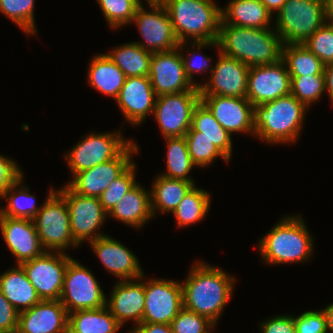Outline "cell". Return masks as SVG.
<instances>
[{
  "mask_svg": "<svg viewBox=\"0 0 333 333\" xmlns=\"http://www.w3.org/2000/svg\"><path fill=\"white\" fill-rule=\"evenodd\" d=\"M303 45L324 65L333 63V23L327 20Z\"/></svg>",
  "mask_w": 333,
  "mask_h": 333,
  "instance_id": "cell-43",
  "label": "cell"
},
{
  "mask_svg": "<svg viewBox=\"0 0 333 333\" xmlns=\"http://www.w3.org/2000/svg\"><path fill=\"white\" fill-rule=\"evenodd\" d=\"M210 199L208 191L194 185L172 212L177 226L186 227L203 220L210 209Z\"/></svg>",
  "mask_w": 333,
  "mask_h": 333,
  "instance_id": "cell-35",
  "label": "cell"
},
{
  "mask_svg": "<svg viewBox=\"0 0 333 333\" xmlns=\"http://www.w3.org/2000/svg\"><path fill=\"white\" fill-rule=\"evenodd\" d=\"M327 18H333V0H326Z\"/></svg>",
  "mask_w": 333,
  "mask_h": 333,
  "instance_id": "cell-53",
  "label": "cell"
},
{
  "mask_svg": "<svg viewBox=\"0 0 333 333\" xmlns=\"http://www.w3.org/2000/svg\"><path fill=\"white\" fill-rule=\"evenodd\" d=\"M122 327L106 305L69 313L68 333H117Z\"/></svg>",
  "mask_w": 333,
  "mask_h": 333,
  "instance_id": "cell-30",
  "label": "cell"
},
{
  "mask_svg": "<svg viewBox=\"0 0 333 333\" xmlns=\"http://www.w3.org/2000/svg\"><path fill=\"white\" fill-rule=\"evenodd\" d=\"M149 79L157 97L184 91H199V87L192 84L185 74L178 47L152 54Z\"/></svg>",
  "mask_w": 333,
  "mask_h": 333,
  "instance_id": "cell-18",
  "label": "cell"
},
{
  "mask_svg": "<svg viewBox=\"0 0 333 333\" xmlns=\"http://www.w3.org/2000/svg\"><path fill=\"white\" fill-rule=\"evenodd\" d=\"M19 312L0 290V333H16Z\"/></svg>",
  "mask_w": 333,
  "mask_h": 333,
  "instance_id": "cell-47",
  "label": "cell"
},
{
  "mask_svg": "<svg viewBox=\"0 0 333 333\" xmlns=\"http://www.w3.org/2000/svg\"><path fill=\"white\" fill-rule=\"evenodd\" d=\"M236 278L225 270L199 260L194 262L182 284L183 307L215 325L230 301Z\"/></svg>",
  "mask_w": 333,
  "mask_h": 333,
  "instance_id": "cell-1",
  "label": "cell"
},
{
  "mask_svg": "<svg viewBox=\"0 0 333 333\" xmlns=\"http://www.w3.org/2000/svg\"><path fill=\"white\" fill-rule=\"evenodd\" d=\"M0 231L16 258V264L32 260L45 252L33 220L0 216Z\"/></svg>",
  "mask_w": 333,
  "mask_h": 333,
  "instance_id": "cell-24",
  "label": "cell"
},
{
  "mask_svg": "<svg viewBox=\"0 0 333 333\" xmlns=\"http://www.w3.org/2000/svg\"><path fill=\"white\" fill-rule=\"evenodd\" d=\"M222 21L233 26L273 28L271 12L260 0H230L221 9ZM271 23V24H270Z\"/></svg>",
  "mask_w": 333,
  "mask_h": 333,
  "instance_id": "cell-27",
  "label": "cell"
},
{
  "mask_svg": "<svg viewBox=\"0 0 333 333\" xmlns=\"http://www.w3.org/2000/svg\"><path fill=\"white\" fill-rule=\"evenodd\" d=\"M189 130L199 131V136L207 137L231 160L233 151L232 136L219 124L210 110L201 101L194 107L191 128Z\"/></svg>",
  "mask_w": 333,
  "mask_h": 333,
  "instance_id": "cell-31",
  "label": "cell"
},
{
  "mask_svg": "<svg viewBox=\"0 0 333 333\" xmlns=\"http://www.w3.org/2000/svg\"><path fill=\"white\" fill-rule=\"evenodd\" d=\"M200 101L230 135L232 133L255 135L254 106L247 98L211 95L200 96Z\"/></svg>",
  "mask_w": 333,
  "mask_h": 333,
  "instance_id": "cell-19",
  "label": "cell"
},
{
  "mask_svg": "<svg viewBox=\"0 0 333 333\" xmlns=\"http://www.w3.org/2000/svg\"><path fill=\"white\" fill-rule=\"evenodd\" d=\"M80 263L73 258L68 263L64 274L60 301L68 314L78 310L97 309L106 305L107 296L97 278Z\"/></svg>",
  "mask_w": 333,
  "mask_h": 333,
  "instance_id": "cell-9",
  "label": "cell"
},
{
  "mask_svg": "<svg viewBox=\"0 0 333 333\" xmlns=\"http://www.w3.org/2000/svg\"><path fill=\"white\" fill-rule=\"evenodd\" d=\"M191 45V47H193L192 49L196 50V52H191L188 54V57L186 56L187 54H183L184 52H182L185 49V46L187 45ZM181 42L178 45L179 50L181 51V57L183 60V65H184V71L185 74L187 76V78L191 81L192 84H194L196 87H199L202 83H194L195 80L193 79V75L195 74H204V72L210 71V73L213 70V67L210 68V64L209 61L212 60L210 57L203 55H200L201 53H197V51L202 52L201 49L203 48H212L213 47H218V43L217 41H209V42ZM183 49V50H182ZM197 53V54H196ZM187 57V58H186ZM196 60V61H195ZM198 72V73H197Z\"/></svg>",
  "mask_w": 333,
  "mask_h": 333,
  "instance_id": "cell-41",
  "label": "cell"
},
{
  "mask_svg": "<svg viewBox=\"0 0 333 333\" xmlns=\"http://www.w3.org/2000/svg\"><path fill=\"white\" fill-rule=\"evenodd\" d=\"M301 214L283 216L260 238L257 246L265 264L307 262L314 252L313 237Z\"/></svg>",
  "mask_w": 333,
  "mask_h": 333,
  "instance_id": "cell-3",
  "label": "cell"
},
{
  "mask_svg": "<svg viewBox=\"0 0 333 333\" xmlns=\"http://www.w3.org/2000/svg\"><path fill=\"white\" fill-rule=\"evenodd\" d=\"M220 52L249 67L282 59L283 42L274 28L233 26L220 21L217 38Z\"/></svg>",
  "mask_w": 333,
  "mask_h": 333,
  "instance_id": "cell-2",
  "label": "cell"
},
{
  "mask_svg": "<svg viewBox=\"0 0 333 333\" xmlns=\"http://www.w3.org/2000/svg\"><path fill=\"white\" fill-rule=\"evenodd\" d=\"M291 94V78L283 59L252 66L248 72L246 98L253 106Z\"/></svg>",
  "mask_w": 333,
  "mask_h": 333,
  "instance_id": "cell-16",
  "label": "cell"
},
{
  "mask_svg": "<svg viewBox=\"0 0 333 333\" xmlns=\"http://www.w3.org/2000/svg\"><path fill=\"white\" fill-rule=\"evenodd\" d=\"M117 131L91 132L66 152L64 156L71 174L73 173L72 178L77 173L118 157L133 142L125 139L122 131Z\"/></svg>",
  "mask_w": 333,
  "mask_h": 333,
  "instance_id": "cell-8",
  "label": "cell"
},
{
  "mask_svg": "<svg viewBox=\"0 0 333 333\" xmlns=\"http://www.w3.org/2000/svg\"><path fill=\"white\" fill-rule=\"evenodd\" d=\"M144 274L137 279L117 281L106 298V306L117 321L124 326L133 321V326L142 323L145 308ZM143 281V282H142Z\"/></svg>",
  "mask_w": 333,
  "mask_h": 333,
  "instance_id": "cell-22",
  "label": "cell"
},
{
  "mask_svg": "<svg viewBox=\"0 0 333 333\" xmlns=\"http://www.w3.org/2000/svg\"><path fill=\"white\" fill-rule=\"evenodd\" d=\"M106 22L112 29L131 24L141 0H97Z\"/></svg>",
  "mask_w": 333,
  "mask_h": 333,
  "instance_id": "cell-39",
  "label": "cell"
},
{
  "mask_svg": "<svg viewBox=\"0 0 333 333\" xmlns=\"http://www.w3.org/2000/svg\"><path fill=\"white\" fill-rule=\"evenodd\" d=\"M200 101V91L165 94L156 98L154 118L163 139L185 136L191 128L194 107Z\"/></svg>",
  "mask_w": 333,
  "mask_h": 333,
  "instance_id": "cell-13",
  "label": "cell"
},
{
  "mask_svg": "<svg viewBox=\"0 0 333 333\" xmlns=\"http://www.w3.org/2000/svg\"><path fill=\"white\" fill-rule=\"evenodd\" d=\"M324 76H325V92L328 93L329 99L333 105V63L325 65Z\"/></svg>",
  "mask_w": 333,
  "mask_h": 333,
  "instance_id": "cell-50",
  "label": "cell"
},
{
  "mask_svg": "<svg viewBox=\"0 0 333 333\" xmlns=\"http://www.w3.org/2000/svg\"><path fill=\"white\" fill-rule=\"evenodd\" d=\"M149 1L154 2V3L163 4L167 0H149Z\"/></svg>",
  "mask_w": 333,
  "mask_h": 333,
  "instance_id": "cell-54",
  "label": "cell"
},
{
  "mask_svg": "<svg viewBox=\"0 0 333 333\" xmlns=\"http://www.w3.org/2000/svg\"><path fill=\"white\" fill-rule=\"evenodd\" d=\"M327 19L333 23V18H327Z\"/></svg>",
  "mask_w": 333,
  "mask_h": 333,
  "instance_id": "cell-55",
  "label": "cell"
},
{
  "mask_svg": "<svg viewBox=\"0 0 333 333\" xmlns=\"http://www.w3.org/2000/svg\"><path fill=\"white\" fill-rule=\"evenodd\" d=\"M179 41H217L222 7L214 0H167L163 3Z\"/></svg>",
  "mask_w": 333,
  "mask_h": 333,
  "instance_id": "cell-5",
  "label": "cell"
},
{
  "mask_svg": "<svg viewBox=\"0 0 333 333\" xmlns=\"http://www.w3.org/2000/svg\"><path fill=\"white\" fill-rule=\"evenodd\" d=\"M173 333H208L216 325L208 318L184 307L171 322Z\"/></svg>",
  "mask_w": 333,
  "mask_h": 333,
  "instance_id": "cell-44",
  "label": "cell"
},
{
  "mask_svg": "<svg viewBox=\"0 0 333 333\" xmlns=\"http://www.w3.org/2000/svg\"><path fill=\"white\" fill-rule=\"evenodd\" d=\"M156 98L149 76L126 77L115 102L125 120L139 126L146 116L153 115Z\"/></svg>",
  "mask_w": 333,
  "mask_h": 333,
  "instance_id": "cell-20",
  "label": "cell"
},
{
  "mask_svg": "<svg viewBox=\"0 0 333 333\" xmlns=\"http://www.w3.org/2000/svg\"><path fill=\"white\" fill-rule=\"evenodd\" d=\"M152 54L136 42L119 45L106 53L126 77L149 76Z\"/></svg>",
  "mask_w": 333,
  "mask_h": 333,
  "instance_id": "cell-32",
  "label": "cell"
},
{
  "mask_svg": "<svg viewBox=\"0 0 333 333\" xmlns=\"http://www.w3.org/2000/svg\"><path fill=\"white\" fill-rule=\"evenodd\" d=\"M89 244L105 269L119 281L137 279L144 274L138 257L120 241L104 235Z\"/></svg>",
  "mask_w": 333,
  "mask_h": 333,
  "instance_id": "cell-21",
  "label": "cell"
},
{
  "mask_svg": "<svg viewBox=\"0 0 333 333\" xmlns=\"http://www.w3.org/2000/svg\"><path fill=\"white\" fill-rule=\"evenodd\" d=\"M150 10H145L143 3L137 8L132 23L137 25L143 42H136L143 49L151 52H165L176 49L179 41L174 33L172 21L163 4L145 0Z\"/></svg>",
  "mask_w": 333,
  "mask_h": 333,
  "instance_id": "cell-11",
  "label": "cell"
},
{
  "mask_svg": "<svg viewBox=\"0 0 333 333\" xmlns=\"http://www.w3.org/2000/svg\"><path fill=\"white\" fill-rule=\"evenodd\" d=\"M144 292L145 308L142 323L170 325L183 308L182 284L177 280L144 279Z\"/></svg>",
  "mask_w": 333,
  "mask_h": 333,
  "instance_id": "cell-14",
  "label": "cell"
},
{
  "mask_svg": "<svg viewBox=\"0 0 333 333\" xmlns=\"http://www.w3.org/2000/svg\"><path fill=\"white\" fill-rule=\"evenodd\" d=\"M167 144L166 173L160 175L195 182L190 174L196 167L190 158L185 136L164 138Z\"/></svg>",
  "mask_w": 333,
  "mask_h": 333,
  "instance_id": "cell-36",
  "label": "cell"
},
{
  "mask_svg": "<svg viewBox=\"0 0 333 333\" xmlns=\"http://www.w3.org/2000/svg\"><path fill=\"white\" fill-rule=\"evenodd\" d=\"M282 59L290 77L324 74L325 65L303 44H283Z\"/></svg>",
  "mask_w": 333,
  "mask_h": 333,
  "instance_id": "cell-34",
  "label": "cell"
},
{
  "mask_svg": "<svg viewBox=\"0 0 333 333\" xmlns=\"http://www.w3.org/2000/svg\"><path fill=\"white\" fill-rule=\"evenodd\" d=\"M0 290L19 313L41 300L20 264L0 275Z\"/></svg>",
  "mask_w": 333,
  "mask_h": 333,
  "instance_id": "cell-26",
  "label": "cell"
},
{
  "mask_svg": "<svg viewBox=\"0 0 333 333\" xmlns=\"http://www.w3.org/2000/svg\"><path fill=\"white\" fill-rule=\"evenodd\" d=\"M69 314L60 300H40L18 315L16 333H68Z\"/></svg>",
  "mask_w": 333,
  "mask_h": 333,
  "instance_id": "cell-23",
  "label": "cell"
},
{
  "mask_svg": "<svg viewBox=\"0 0 333 333\" xmlns=\"http://www.w3.org/2000/svg\"><path fill=\"white\" fill-rule=\"evenodd\" d=\"M275 16L283 44H303L328 20L326 0H287Z\"/></svg>",
  "mask_w": 333,
  "mask_h": 333,
  "instance_id": "cell-6",
  "label": "cell"
},
{
  "mask_svg": "<svg viewBox=\"0 0 333 333\" xmlns=\"http://www.w3.org/2000/svg\"><path fill=\"white\" fill-rule=\"evenodd\" d=\"M139 146L133 141L118 157L77 173L67 186L76 194L99 198L134 161Z\"/></svg>",
  "mask_w": 333,
  "mask_h": 333,
  "instance_id": "cell-15",
  "label": "cell"
},
{
  "mask_svg": "<svg viewBox=\"0 0 333 333\" xmlns=\"http://www.w3.org/2000/svg\"><path fill=\"white\" fill-rule=\"evenodd\" d=\"M327 318V330L328 333H333V303L323 308Z\"/></svg>",
  "mask_w": 333,
  "mask_h": 333,
  "instance_id": "cell-52",
  "label": "cell"
},
{
  "mask_svg": "<svg viewBox=\"0 0 333 333\" xmlns=\"http://www.w3.org/2000/svg\"><path fill=\"white\" fill-rule=\"evenodd\" d=\"M287 0H260V2L271 12L277 13Z\"/></svg>",
  "mask_w": 333,
  "mask_h": 333,
  "instance_id": "cell-51",
  "label": "cell"
},
{
  "mask_svg": "<svg viewBox=\"0 0 333 333\" xmlns=\"http://www.w3.org/2000/svg\"><path fill=\"white\" fill-rule=\"evenodd\" d=\"M34 5L35 0H0V13L18 25L27 36H36Z\"/></svg>",
  "mask_w": 333,
  "mask_h": 333,
  "instance_id": "cell-38",
  "label": "cell"
},
{
  "mask_svg": "<svg viewBox=\"0 0 333 333\" xmlns=\"http://www.w3.org/2000/svg\"><path fill=\"white\" fill-rule=\"evenodd\" d=\"M23 174L18 164L5 155H0V200L5 191L12 186Z\"/></svg>",
  "mask_w": 333,
  "mask_h": 333,
  "instance_id": "cell-46",
  "label": "cell"
},
{
  "mask_svg": "<svg viewBox=\"0 0 333 333\" xmlns=\"http://www.w3.org/2000/svg\"><path fill=\"white\" fill-rule=\"evenodd\" d=\"M218 48V58L208 81L199 86L200 96H227L246 98L248 72L245 63L223 55Z\"/></svg>",
  "mask_w": 333,
  "mask_h": 333,
  "instance_id": "cell-17",
  "label": "cell"
},
{
  "mask_svg": "<svg viewBox=\"0 0 333 333\" xmlns=\"http://www.w3.org/2000/svg\"><path fill=\"white\" fill-rule=\"evenodd\" d=\"M53 253L45 251L20 264L41 300H60L66 267L73 259L66 252Z\"/></svg>",
  "mask_w": 333,
  "mask_h": 333,
  "instance_id": "cell-12",
  "label": "cell"
},
{
  "mask_svg": "<svg viewBox=\"0 0 333 333\" xmlns=\"http://www.w3.org/2000/svg\"><path fill=\"white\" fill-rule=\"evenodd\" d=\"M291 78V94L308 109L316 103L325 92V76L307 75Z\"/></svg>",
  "mask_w": 333,
  "mask_h": 333,
  "instance_id": "cell-40",
  "label": "cell"
},
{
  "mask_svg": "<svg viewBox=\"0 0 333 333\" xmlns=\"http://www.w3.org/2000/svg\"><path fill=\"white\" fill-rule=\"evenodd\" d=\"M260 333H296L294 316L290 314L276 315L260 323Z\"/></svg>",
  "mask_w": 333,
  "mask_h": 333,
  "instance_id": "cell-48",
  "label": "cell"
},
{
  "mask_svg": "<svg viewBox=\"0 0 333 333\" xmlns=\"http://www.w3.org/2000/svg\"><path fill=\"white\" fill-rule=\"evenodd\" d=\"M187 149L196 167L210 166L217 157H222L225 162L230 160L207 137L199 136V131L189 130L185 134Z\"/></svg>",
  "mask_w": 333,
  "mask_h": 333,
  "instance_id": "cell-37",
  "label": "cell"
},
{
  "mask_svg": "<svg viewBox=\"0 0 333 333\" xmlns=\"http://www.w3.org/2000/svg\"><path fill=\"white\" fill-rule=\"evenodd\" d=\"M109 216L140 230L154 217L151 210L150 191L136 183L107 214V217Z\"/></svg>",
  "mask_w": 333,
  "mask_h": 333,
  "instance_id": "cell-25",
  "label": "cell"
},
{
  "mask_svg": "<svg viewBox=\"0 0 333 333\" xmlns=\"http://www.w3.org/2000/svg\"><path fill=\"white\" fill-rule=\"evenodd\" d=\"M127 333H173L171 325L160 323H141Z\"/></svg>",
  "mask_w": 333,
  "mask_h": 333,
  "instance_id": "cell-49",
  "label": "cell"
},
{
  "mask_svg": "<svg viewBox=\"0 0 333 333\" xmlns=\"http://www.w3.org/2000/svg\"><path fill=\"white\" fill-rule=\"evenodd\" d=\"M194 185L195 182L157 175L150 189L153 216L158 211L172 213Z\"/></svg>",
  "mask_w": 333,
  "mask_h": 333,
  "instance_id": "cell-29",
  "label": "cell"
},
{
  "mask_svg": "<svg viewBox=\"0 0 333 333\" xmlns=\"http://www.w3.org/2000/svg\"><path fill=\"white\" fill-rule=\"evenodd\" d=\"M56 191L65 199L71 233L79 245L106 235L99 232L108 218L99 198L76 194L67 185Z\"/></svg>",
  "mask_w": 333,
  "mask_h": 333,
  "instance_id": "cell-10",
  "label": "cell"
},
{
  "mask_svg": "<svg viewBox=\"0 0 333 333\" xmlns=\"http://www.w3.org/2000/svg\"><path fill=\"white\" fill-rule=\"evenodd\" d=\"M48 192V197L33 222L45 251L64 253L71 246L76 248L80 245L73 239L71 233L65 199L53 188Z\"/></svg>",
  "mask_w": 333,
  "mask_h": 333,
  "instance_id": "cell-7",
  "label": "cell"
},
{
  "mask_svg": "<svg viewBox=\"0 0 333 333\" xmlns=\"http://www.w3.org/2000/svg\"><path fill=\"white\" fill-rule=\"evenodd\" d=\"M307 110L292 94L254 106V137L268 144L295 143Z\"/></svg>",
  "mask_w": 333,
  "mask_h": 333,
  "instance_id": "cell-4",
  "label": "cell"
},
{
  "mask_svg": "<svg viewBox=\"0 0 333 333\" xmlns=\"http://www.w3.org/2000/svg\"><path fill=\"white\" fill-rule=\"evenodd\" d=\"M22 182L23 175L5 191L3 198L8 204L6 208H0V216L33 220L37 215L41 206L36 205V196Z\"/></svg>",
  "mask_w": 333,
  "mask_h": 333,
  "instance_id": "cell-33",
  "label": "cell"
},
{
  "mask_svg": "<svg viewBox=\"0 0 333 333\" xmlns=\"http://www.w3.org/2000/svg\"><path fill=\"white\" fill-rule=\"evenodd\" d=\"M294 326L296 333H328L327 318L323 309L294 315Z\"/></svg>",
  "mask_w": 333,
  "mask_h": 333,
  "instance_id": "cell-45",
  "label": "cell"
},
{
  "mask_svg": "<svg viewBox=\"0 0 333 333\" xmlns=\"http://www.w3.org/2000/svg\"><path fill=\"white\" fill-rule=\"evenodd\" d=\"M133 162L107 189L100 195L99 200L104 211L108 214L113 207L136 185V168Z\"/></svg>",
  "mask_w": 333,
  "mask_h": 333,
  "instance_id": "cell-42",
  "label": "cell"
},
{
  "mask_svg": "<svg viewBox=\"0 0 333 333\" xmlns=\"http://www.w3.org/2000/svg\"><path fill=\"white\" fill-rule=\"evenodd\" d=\"M89 65L87 72L89 85L115 101L126 80L124 73L106 53L95 55Z\"/></svg>",
  "mask_w": 333,
  "mask_h": 333,
  "instance_id": "cell-28",
  "label": "cell"
}]
</instances>
